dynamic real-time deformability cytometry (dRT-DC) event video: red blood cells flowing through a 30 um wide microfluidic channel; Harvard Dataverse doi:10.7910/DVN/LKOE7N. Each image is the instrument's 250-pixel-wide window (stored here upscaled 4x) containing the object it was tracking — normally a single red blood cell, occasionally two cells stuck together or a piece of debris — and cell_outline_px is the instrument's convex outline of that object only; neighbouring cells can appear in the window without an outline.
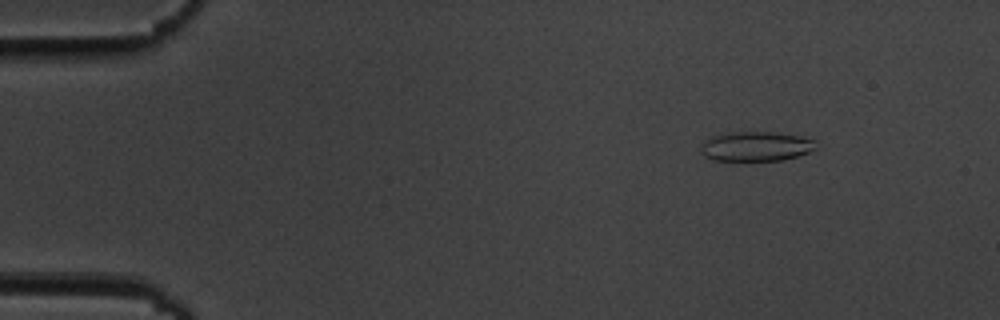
{"species": "common noctule bat (a hibernating species)", "species_latin": "Nyctalus noctula", "temperature_condition": "cold", "stored_images_in_passage": 56, "camera_frame_rate_fps": 3000, "um_per_image_px": 0.085, "animal": {"sex": "male", "body_mass_g": 19.5, "forearm_length_mm": 54.6}, "frame": {"image": 1, "passage_image": 7, "time_ms": 2.0, "image_size_px": [1000, 320], "cell_outline_px": [[816, 148], [808, 152], [784, 160], [712, 160], [704, 156], [700, 152], [700, 148], [704, 140], [712, 136], [732, 132], [776, 132], [800, 136], [816, 140]], "centroid_in_image_um": [64.24, 12.43], "position_along_channel_um": 20.8, "area_um2": 19.88}}
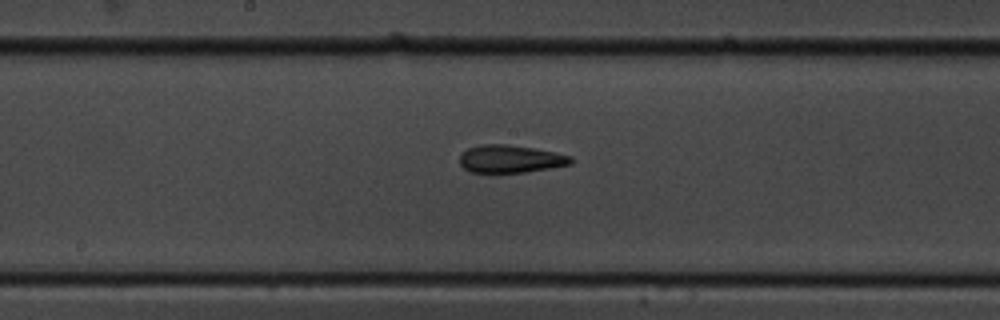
{"frame": {"image": 2, "passage_image": 29, "time_ms": 9.333, "image_size_px": [1000, 320], "cell_outline_px": [[572, 164], [524, 172], [496, 176], [468, 172], [460, 164], [460, 156], [468, 148], [480, 144], [508, 144], [556, 152], [572, 156]], "centroid_in_image_um": [43.33, 13.55], "position_along_channel_um": 204.9, "area_um2": 18.67}}
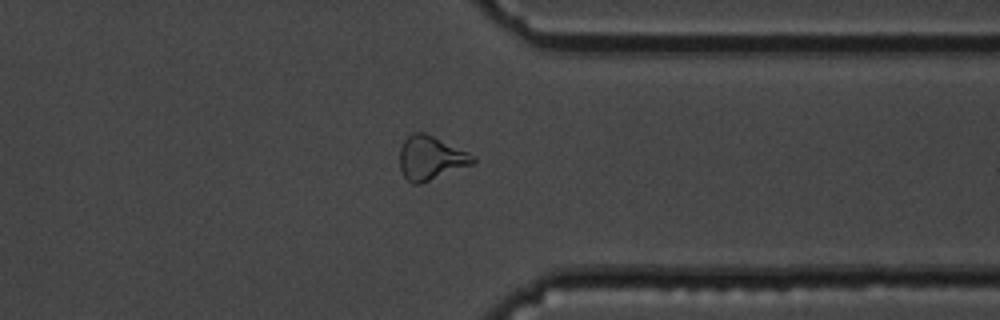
{"frame": {"image": 3, "passage_image": 43, "time_ms": 14.0, "image_size_px": [1000, 320], "cell_outline_px": [[476, 164], [420, 184], [412, 184], [404, 176], [400, 168], [400, 148], [404, 140], [412, 132], [424, 132], [468, 152], [476, 156]], "centroid_in_image_um": [36.64, 13.44], "position_along_channel_um": 374.8, "area_um2": 18.9}}